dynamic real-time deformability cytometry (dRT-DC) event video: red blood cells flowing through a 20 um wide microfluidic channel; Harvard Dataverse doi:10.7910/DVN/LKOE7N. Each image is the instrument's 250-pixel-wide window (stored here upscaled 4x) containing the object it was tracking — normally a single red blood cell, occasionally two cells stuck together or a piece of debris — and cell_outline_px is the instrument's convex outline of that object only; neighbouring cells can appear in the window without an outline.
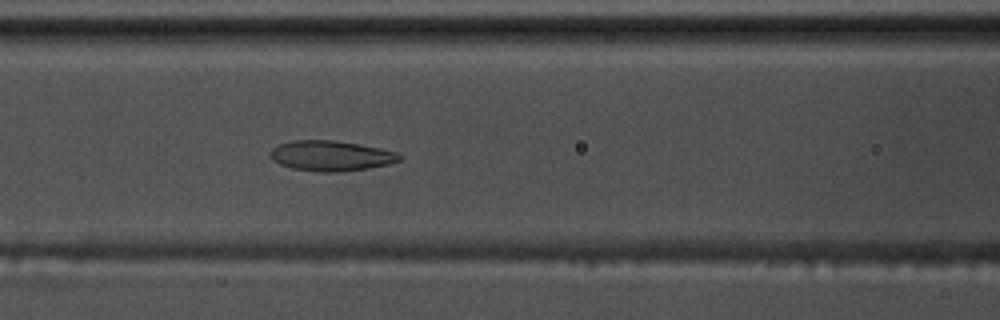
{"species": "common noctule bat (a hibernating species)", "species_latin": "Nyctalus noctula", "temperature_condition": "warm", "stored_images_in_passage": 58, "camera_frame_rate_fps": 3000, "um_per_image_px": 0.085, "animal": {"sex": "male", "body_mass_g": 17.5, "forearm_length_mm": 52.3}, "frame": {"image": 1, "passage_image": 25, "time_ms": 8.0, "image_size_px": [1000, 320], "cell_outline_px": [[404, 156], [400, 160], [388, 164], [368, 168], [336, 172], [320, 172], [292, 168], [280, 164], [272, 160], [272, 148], [280, 144], [292, 140], [332, 140], [360, 144], [380, 148], [396, 152]], "centroid_in_image_um": [28.16, 13.24], "position_along_channel_um": 138.4, "area_um2": 22.66}}
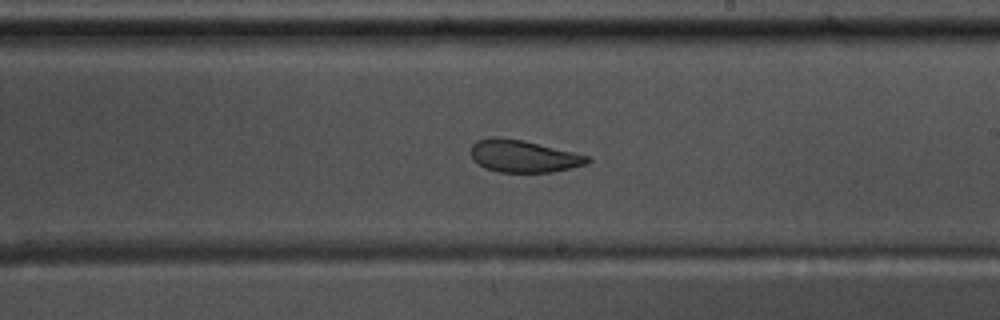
{"frame": {"image": 2, "passage_image": 34, "time_ms": 11.0, "image_size_px": [1000, 320], "cell_outline_px": [[592, 160], [588, 164], [552, 172], [500, 172], [484, 168], [472, 160], [472, 144], [476, 140], [492, 136], [500, 136], [520, 140], [572, 152], [588, 156]], "centroid_in_image_um": [44.45, 13.28], "position_along_channel_um": 244.5, "area_um2": 21.79}}
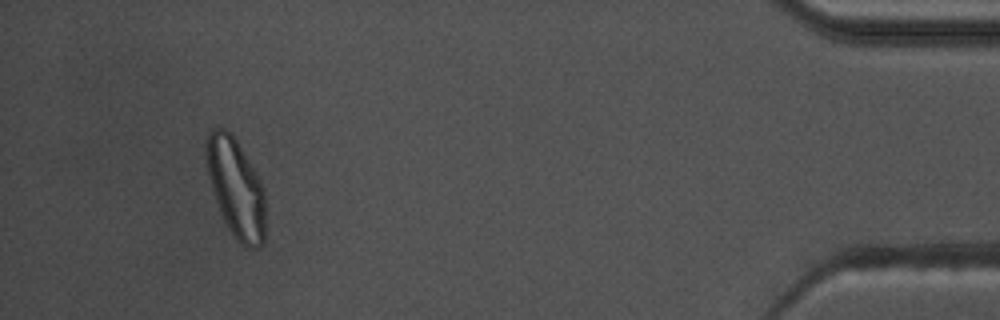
{"frame": {"image": 3, "passage_image": 54, "time_ms": 17.667, "image_size_px": [1000, 320], "cell_outline_px": [[264, 240], [260, 244], [252, 248], [244, 248], [236, 240], [228, 228], [224, 220], [216, 200], [212, 188], [208, 172], [208, 132], [216, 128], [224, 128], [232, 132], [260, 180], [264, 188]], "centroid_in_image_um": [20.08, 16.0], "position_along_channel_um": 415.1, "area_um2": 33.29}, "authors_computed_cell_mechanics": {"area_um2": 25.8366, "velocity_mm_per_s": 3.5561, "shape_relaxation_time_tau1_ms": null, "shape_relaxation_time_tau2_ms": 1.6392, "deformation_change_tau1": null, "deformation_change_tau2": 0.0818}}